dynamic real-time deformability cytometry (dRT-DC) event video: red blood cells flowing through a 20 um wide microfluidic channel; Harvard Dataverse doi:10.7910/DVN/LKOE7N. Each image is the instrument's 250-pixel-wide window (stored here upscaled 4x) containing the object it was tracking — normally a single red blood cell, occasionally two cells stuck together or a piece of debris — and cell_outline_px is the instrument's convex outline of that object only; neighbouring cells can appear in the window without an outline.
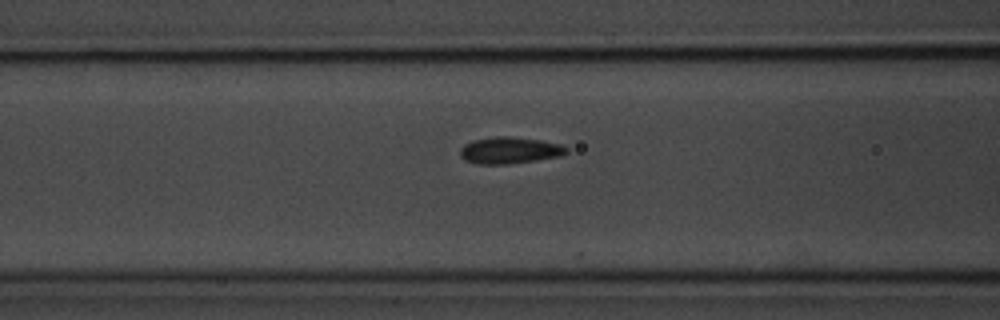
{"species": "common noctule bat (a hibernating species)", "species_latin": "Nyctalus noctula", "temperature_condition": "room temperature", "stored_images_in_passage": 9, "camera_frame_rate_fps": 3000, "um_per_image_px": 0.085, "animal": {"sex": "male", "body_mass_g": 20.1, "forearm_length_mm": 53.5}, "frame": {"image": 1, "passage_image": 6, "time_ms": 1.667, "image_size_px": [1000, 320], "cell_outline_px": [[568, 152], [560, 156], [508, 164], [476, 164], [464, 160], [460, 156], [460, 148], [464, 144], [472, 140], [496, 136], [512, 136], [540, 140], [564, 144], [568, 148]], "centroid_in_image_um": [43.31, 12.77], "position_along_channel_um": 123.3, "area_um2": 16.7}}